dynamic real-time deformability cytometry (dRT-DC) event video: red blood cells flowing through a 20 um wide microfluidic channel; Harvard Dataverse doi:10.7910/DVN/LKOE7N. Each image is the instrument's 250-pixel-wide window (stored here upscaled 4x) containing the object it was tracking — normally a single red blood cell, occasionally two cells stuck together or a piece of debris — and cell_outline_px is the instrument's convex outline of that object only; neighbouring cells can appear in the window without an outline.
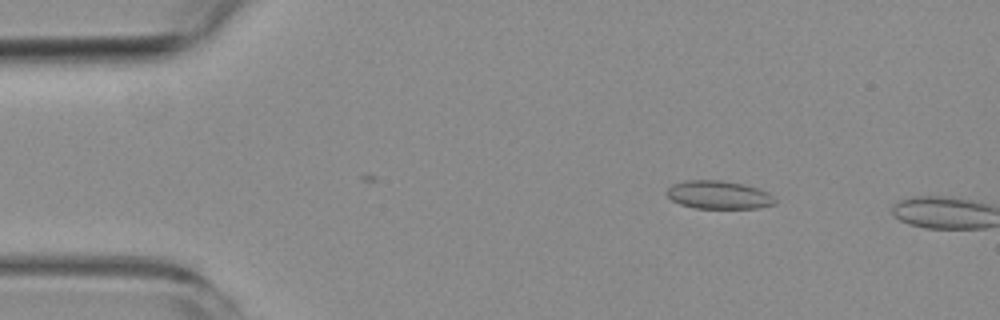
{"species": "common noctule bat (a hibernating species)", "species_latin": "Nyctalus noctula", "temperature_condition": "room temperature", "stored_images_in_passage": 2, "camera_frame_rate_fps": 3000, "um_per_image_px": 0.085, "animal": {"sex": "female", "body_mass_g": 19.3, "forearm_length_mm": 54.1}, "frame": {"image": 1, "passage_image": 1, "time_ms": 0.0, "image_size_px": [1000, 320], "cell_outline_px": [[776, 204], [760, 208], [692, 208], [680, 204], [672, 200], [664, 192], [672, 184], [684, 180], [720, 180], [744, 184], [768, 192], [776, 200]], "centroid_in_image_um": [61.07, 16.56], "position_along_channel_um": 23.9, "area_um2": 17.92}}